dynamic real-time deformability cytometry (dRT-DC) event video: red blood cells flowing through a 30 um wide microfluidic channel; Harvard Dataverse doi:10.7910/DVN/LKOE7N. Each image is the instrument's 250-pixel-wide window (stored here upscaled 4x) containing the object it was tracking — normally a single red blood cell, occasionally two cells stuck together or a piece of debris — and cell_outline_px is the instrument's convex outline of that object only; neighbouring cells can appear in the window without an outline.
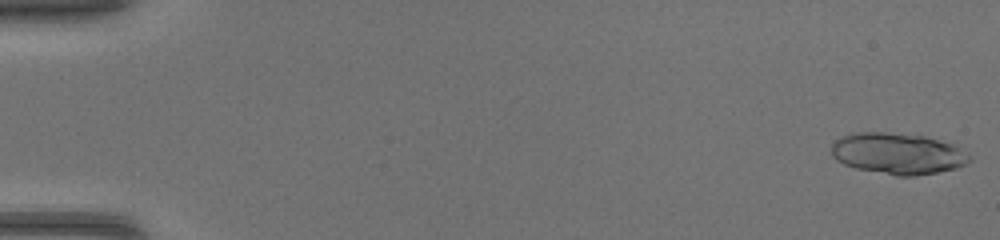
{"species": "common noctule bat (a hibernating species)", "species_latin": "Nyctalus noctula", "temperature_condition": "warm", "stored_images_in_passage": 47, "segment_of_instrument_passage": [1, 2], "camera_frame_rate_fps": 3000, "um_per_image_px": 0.085, "animal": {"sex": "female", "body_mass_g": 17.0, "forearm_length_mm": 48.0}, "frame": {"image": 1, "passage_image": 1, "time_ms": 0.0, "image_size_px": [1000, 240], "cell_outline_px": [[972, 160], [956, 168], [916, 176], [896, 176], [856, 168], [844, 164], [836, 160], [832, 156], [832, 144], [836, 140], [844, 136], [856, 132], [888, 132], [924, 136], [956, 140], [972, 156]], "centroid_in_image_um": [76.44, 13.03], "position_along_channel_um": 8.6, "area_um2": 34.04}}